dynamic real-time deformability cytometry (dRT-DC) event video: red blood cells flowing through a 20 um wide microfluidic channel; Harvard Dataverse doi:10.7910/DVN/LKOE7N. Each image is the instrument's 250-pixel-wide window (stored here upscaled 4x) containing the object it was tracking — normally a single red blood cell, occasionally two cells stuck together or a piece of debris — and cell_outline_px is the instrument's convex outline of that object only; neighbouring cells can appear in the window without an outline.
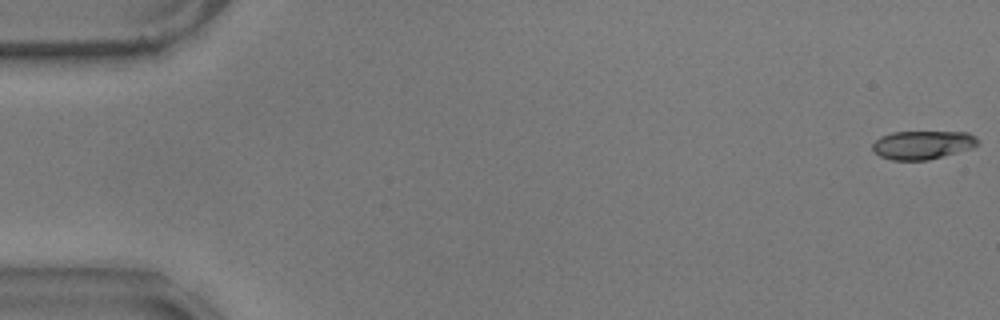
{"species": "common noctule bat (a hibernating species)", "species_latin": "Nyctalus noctula", "temperature_condition": "warm", "stored_images_in_passage": 19, "camera_frame_rate_fps": 3000, "um_per_image_px": 0.085, "animal": {"sex": "male", "body_mass_g": 17.9}, "frame": {"image": 1, "passage_image": 1, "time_ms": 0.0, "image_size_px": [1000, 320], "cell_outline_px": [[980, 144], [972, 148], [928, 160], [892, 160], [880, 156], [872, 148], [872, 144], [880, 136], [892, 132], [968, 132], [976, 136], [980, 140]], "centroid_in_image_um": [78.45, 12.31], "position_along_channel_um": 6.5, "area_um2": 17.57}}
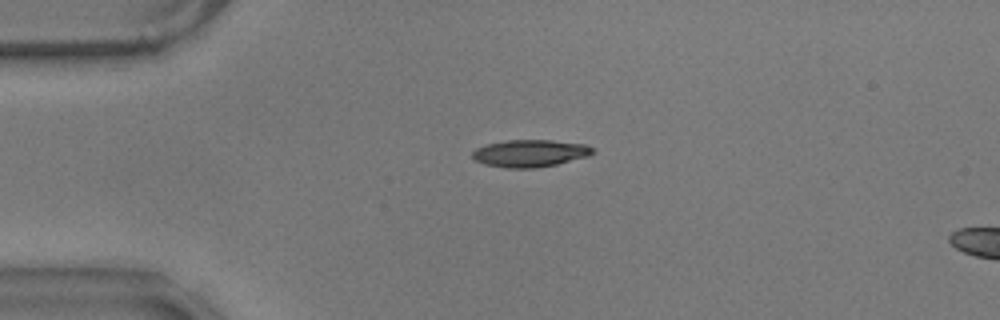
{"frame": {"image": 2, "passage_image": 14, "time_ms": 4.333, "image_size_px": [1000, 320], "cell_outline_px": [[596, 152], [588, 156], [556, 164], [536, 168], [508, 168], [484, 164], [476, 160], [472, 156], [472, 152], [476, 148], [488, 144], [508, 140], [552, 140], [584, 144], [596, 148]], "centroid_in_image_um": [45.09, 13.03], "position_along_channel_um": 39.9, "area_um2": 19.07}}